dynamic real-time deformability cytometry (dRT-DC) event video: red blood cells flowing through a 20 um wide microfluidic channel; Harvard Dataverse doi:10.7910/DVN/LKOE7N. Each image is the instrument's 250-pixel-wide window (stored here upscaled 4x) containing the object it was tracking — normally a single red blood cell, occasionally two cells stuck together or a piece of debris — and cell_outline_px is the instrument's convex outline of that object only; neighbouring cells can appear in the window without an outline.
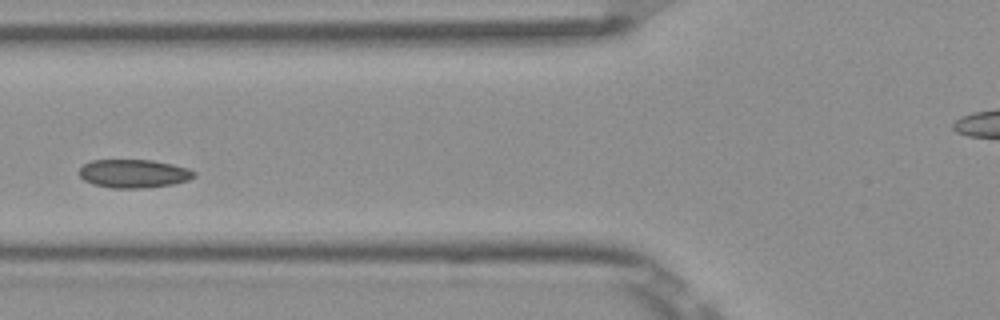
{"species": "Egyptian fruit bat (a non-hibernating species)", "species_latin": "Rousettus aegyptiacus", "temperature_condition": "room temperature", "stored_images_in_passage": 3, "camera_frame_rate_fps": 3000, "um_per_image_px": 0.085, "frame": {"image": 1, "passage_image": 3, "time_ms": 0.667, "image_size_px": [1000, 320], "cell_outline_px": [[196, 176], [188, 180], [172, 184], [144, 188], [112, 188], [92, 184], [84, 180], [80, 176], [80, 168], [84, 164], [92, 160], [152, 160], [172, 164], [188, 168], [196, 172]], "centroid_in_image_um": [11.38, 14.75], "position_along_channel_um": 114.4, "area_um2": 19.02}}